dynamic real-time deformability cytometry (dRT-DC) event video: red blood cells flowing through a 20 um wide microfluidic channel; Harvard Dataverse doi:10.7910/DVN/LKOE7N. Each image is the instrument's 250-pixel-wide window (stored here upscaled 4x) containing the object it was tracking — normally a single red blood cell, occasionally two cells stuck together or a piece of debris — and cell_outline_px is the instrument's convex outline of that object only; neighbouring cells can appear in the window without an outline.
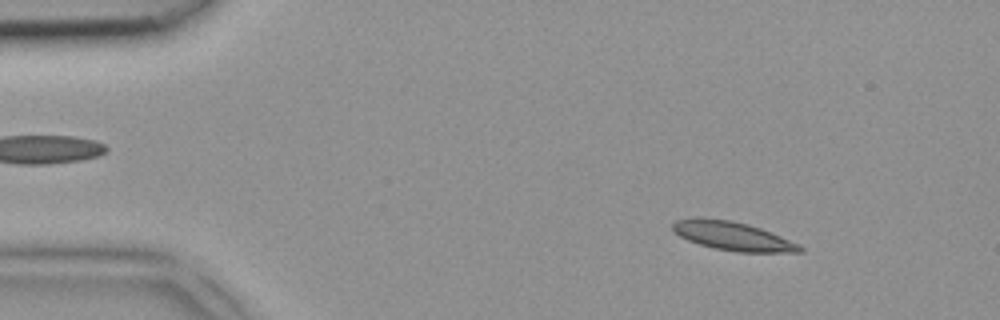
{"species": "common noctule bat (a hibernating species)", "species_latin": "Nyctalus noctula", "temperature_condition": "room temperature", "stored_images_in_passage": 3, "camera_frame_rate_fps": 3000, "um_per_image_px": 0.085, "animal": {"sex": "female", "body_mass_g": 18.4}, "frame": {"image": 1, "passage_image": 1, "time_ms": 0.0, "image_size_px": [1000, 320], "cell_outline_px": [[804, 252], [736, 252], [716, 248], [700, 244], [688, 240], [680, 236], [672, 228], [672, 224], [676, 220], [700, 216], [732, 220], [748, 224], [760, 228], [800, 244], [804, 248]], "centroid_in_image_um": [62.28, 20.05], "position_along_channel_um": 22.7, "area_um2": 21.33}}
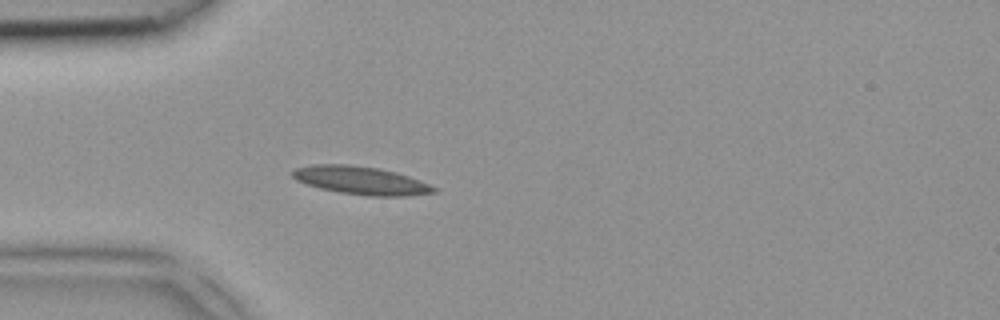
{"frame": {"image": 2, "passage_image": 3, "time_ms": 0.667, "image_size_px": [1000, 320], "cell_outline_px": [[436, 192], [404, 196], [368, 196], [340, 192], [320, 188], [296, 180], [292, 176], [292, 172], [296, 168], [316, 164], [348, 164], [380, 168], [396, 172], [420, 180], [436, 188]], "centroid_in_image_um": [30.68, 15.33], "position_along_channel_um": 54.3, "area_um2": 22.95}}